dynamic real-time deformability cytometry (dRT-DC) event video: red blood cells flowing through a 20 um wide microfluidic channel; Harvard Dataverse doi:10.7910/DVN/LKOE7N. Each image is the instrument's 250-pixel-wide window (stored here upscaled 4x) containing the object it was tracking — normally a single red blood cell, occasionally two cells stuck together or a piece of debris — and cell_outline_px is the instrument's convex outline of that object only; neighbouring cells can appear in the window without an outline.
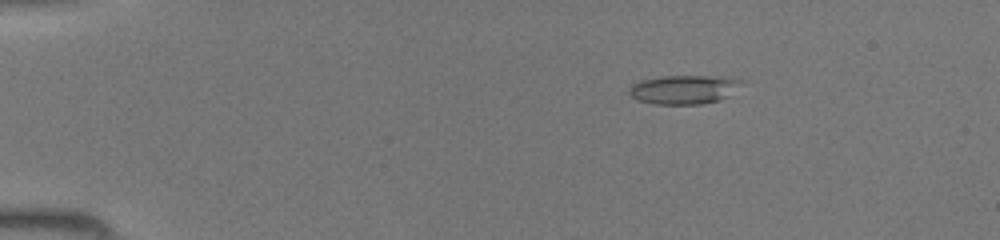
{"species": "common noctule bat (a hibernating species)", "species_latin": "Nyctalus noctula", "temperature_condition": "room temperature", "stored_images_in_passage": 46, "camera_frame_rate_fps": 3000, "um_per_image_px": 0.085, "animal": {"sex": "female", "body_mass_g": 19.5, "forearm_length_mm": 54.1}, "frame": {"image": 1, "passage_image": 8, "time_ms": 2.333, "image_size_px": [1000, 240], "cell_outline_px": [[744, 80], [720, 100], [700, 104], [652, 104], [636, 100], [628, 92], [632, 84], [640, 80], [660, 76], [712, 76]], "centroid_in_image_um": [58.02, 7.61], "position_along_channel_um": 27.0, "area_um2": 18.61}}
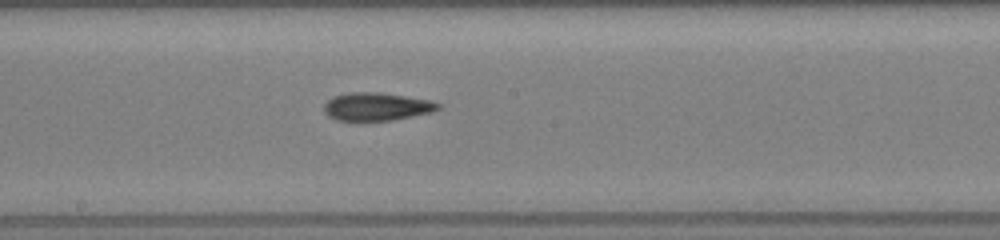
{"frame": {"image": 2, "passage_image": 26, "time_ms": 8.333, "image_size_px": [1000, 240], "cell_outline_px": [[440, 108], [432, 112], [392, 120], [336, 120], [328, 116], [324, 112], [324, 104], [332, 96], [348, 92], [380, 92], [432, 100], [440, 104]], "centroid_in_image_um": [32.0, 9.05], "position_along_channel_um": 216.2, "area_um2": 18.67}}
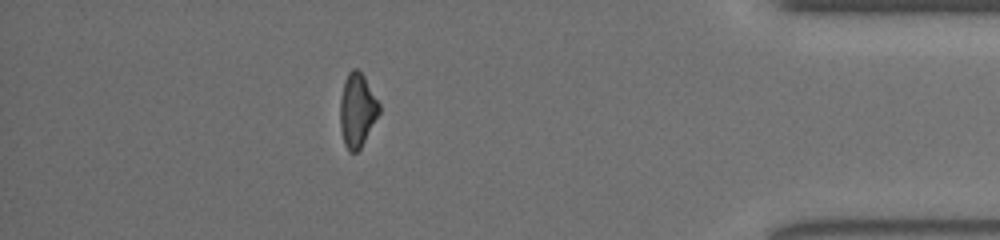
{"frame": {"image": 3, "passage_image": 41, "time_ms": 13.333, "image_size_px": [1000, 240], "cell_outline_px": [[380, 112], [360, 148], [356, 152], [348, 152], [344, 144], [340, 128], [340, 100], [344, 80], [348, 72], [352, 68], [356, 68], [364, 76], [380, 104]], "centroid_in_image_um": [30.35, 9.36], "position_along_channel_um": 404.9, "area_um2": 16.76}}